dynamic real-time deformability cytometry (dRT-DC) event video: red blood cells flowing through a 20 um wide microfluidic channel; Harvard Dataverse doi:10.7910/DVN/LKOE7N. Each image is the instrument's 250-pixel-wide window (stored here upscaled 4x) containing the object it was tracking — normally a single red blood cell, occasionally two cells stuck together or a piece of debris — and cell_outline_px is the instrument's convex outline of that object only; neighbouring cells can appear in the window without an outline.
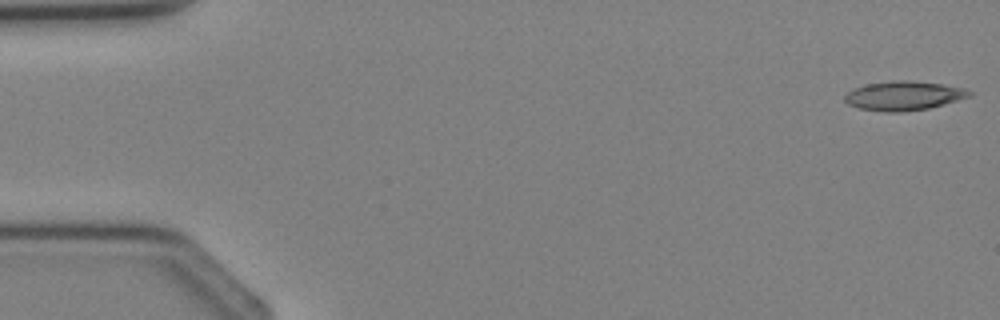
{"species": "Egyptian fruit bat (a non-hibernating species)", "species_latin": "Rousettus aegyptiacus", "temperature_condition": "cold", "stored_images_in_passage": 4, "segment_of_instrument_passage": [2, 2], "camera_frame_rate_fps": 3000, "um_per_image_px": 0.085, "animal": {"sex": "female"}, "frame": {"image": 1, "passage_image": 4, "time_ms": 3.667, "image_size_px": [1000, 320], "cell_outline_px": [[972, 96], [944, 104], [928, 108], [904, 112], [884, 112], [860, 108], [848, 104], [844, 100], [844, 96], [848, 92], [856, 88], [868, 84], [892, 80], [908, 80], [944, 84], [964, 88], [972, 92]], "centroid_in_image_um": [76.84, 8.14], "position_along_channel_um": 8.2, "area_um2": 21.15}}